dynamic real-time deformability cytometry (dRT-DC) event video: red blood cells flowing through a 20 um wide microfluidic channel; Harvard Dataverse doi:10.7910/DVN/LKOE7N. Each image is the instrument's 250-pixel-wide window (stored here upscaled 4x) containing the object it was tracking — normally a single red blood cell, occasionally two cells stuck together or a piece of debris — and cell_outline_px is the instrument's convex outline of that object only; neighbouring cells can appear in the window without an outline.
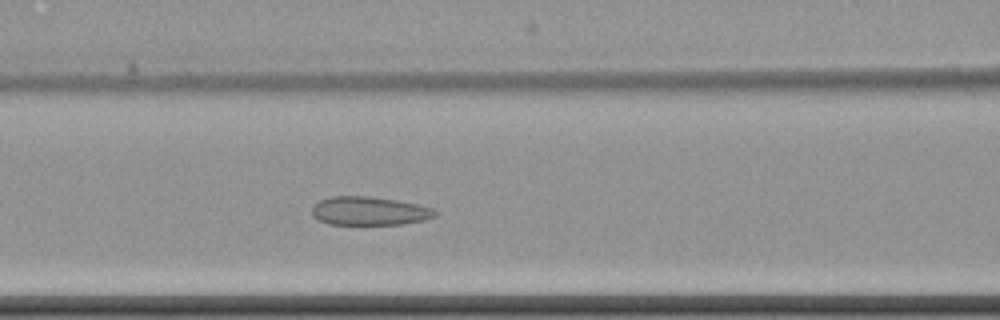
{"species": "common noctule bat (a hibernating species)", "species_latin": "Nyctalus noctula", "temperature_condition": "cold", "stored_images_in_passage": 6, "camera_frame_rate_fps": 3000, "um_per_image_px": 0.085, "animal": {"sex": "female", "body_mass_g": 22.7, "forearm_length_mm": 54.2}, "frame": {"image": 1, "passage_image": 6, "time_ms": 7.333, "image_size_px": [1000, 320], "cell_outline_px": [[436, 216], [424, 220], [404, 224], [328, 224], [316, 220], [312, 216], [312, 208], [320, 200], [332, 196], [368, 196], [396, 200], [416, 204], [432, 208], [436, 212]], "centroid_in_image_um": [31.36, 17.94], "position_along_channel_um": 135.2, "area_um2": 20.46}}